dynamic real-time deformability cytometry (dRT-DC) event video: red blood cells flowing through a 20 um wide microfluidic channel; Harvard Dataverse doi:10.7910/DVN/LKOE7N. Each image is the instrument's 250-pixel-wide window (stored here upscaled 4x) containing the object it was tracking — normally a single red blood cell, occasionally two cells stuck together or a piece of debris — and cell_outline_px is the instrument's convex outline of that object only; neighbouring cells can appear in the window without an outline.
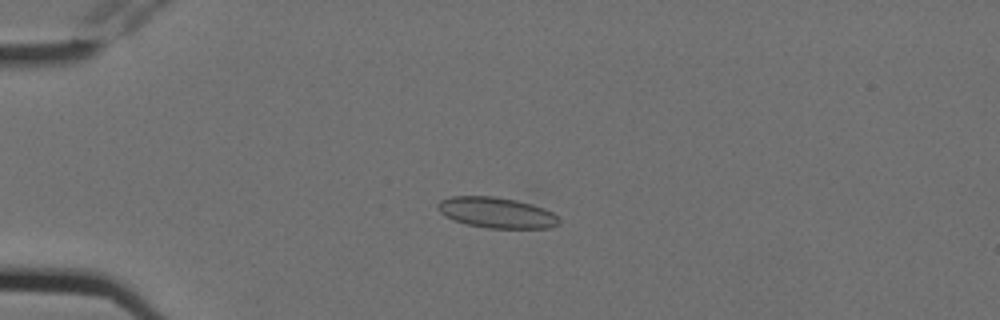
{"species": "Egyptian fruit bat (a non-hibernating species)", "species_latin": "Rousettus aegyptiacus", "temperature_condition": "cold", "stored_images_in_passage": 5, "camera_frame_rate_fps": 3000, "um_per_image_px": 0.085, "animal": {"sex": "female"}, "frame": {"image": 1, "passage_image": 2, "time_ms": 0.333, "image_size_px": [1000, 320], "cell_outline_px": [[560, 224], [552, 228], [488, 228], [468, 224], [452, 220], [444, 216], [436, 208], [436, 204], [440, 200], [452, 196], [496, 196], [516, 200], [532, 204], [544, 208], [552, 212], [560, 220]], "centroid_in_image_um": [42.19, 18.07], "position_along_channel_um": 42.8, "area_um2": 21.91}}
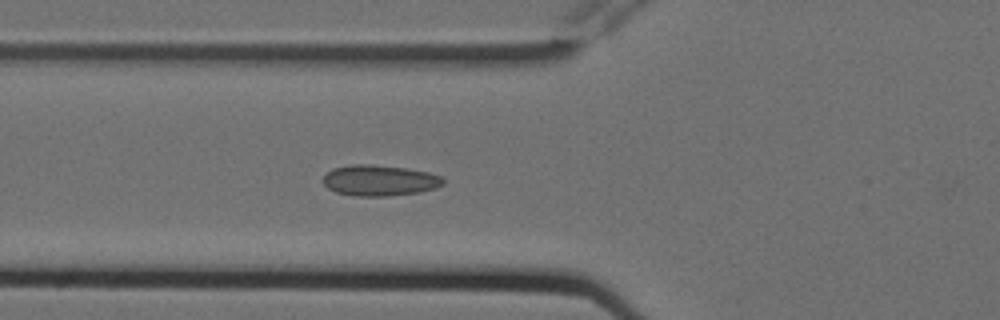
{"frame": {"image": 2, "passage_image": 4, "time_ms": 1.0, "image_size_px": [1000, 320], "cell_outline_px": [[444, 184], [436, 188], [420, 192], [384, 196], [356, 196], [336, 192], [328, 188], [320, 180], [332, 168], [352, 164], [372, 164], [404, 168], [428, 172], [440, 176], [444, 180]], "centroid_in_image_um": [32.23, 15.33], "position_along_channel_um": 93.6, "area_um2": 21.62}}